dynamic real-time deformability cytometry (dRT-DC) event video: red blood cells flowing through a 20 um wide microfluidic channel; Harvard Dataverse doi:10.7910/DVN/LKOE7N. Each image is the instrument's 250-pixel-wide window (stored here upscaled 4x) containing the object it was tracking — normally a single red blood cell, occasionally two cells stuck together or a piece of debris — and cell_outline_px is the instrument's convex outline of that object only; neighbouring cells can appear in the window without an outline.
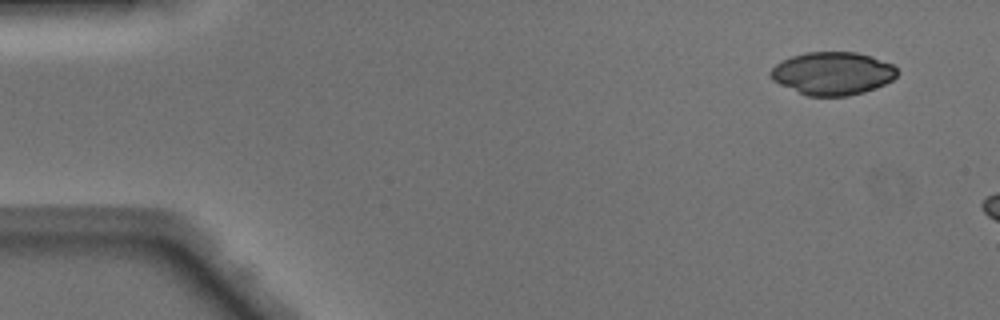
{"species": "Egyptian fruit bat (a non-hibernating species)", "species_latin": "Rousettus aegyptiacus", "temperature_condition": "warm", "stored_images_in_passage": 7, "camera_frame_rate_fps": 3000, "um_per_image_px": 0.085, "animal": {"sex": "male"}, "frame": {"image": 1, "passage_image": 1, "time_ms": 0.0, "image_size_px": [1000, 320], "cell_outline_px": [[900, 72], [892, 80], [884, 84], [864, 92], [848, 96], [808, 96], [780, 84], [772, 80], [768, 72], [776, 64], [792, 56], [808, 52], [856, 52], [872, 56], [892, 64]], "centroid_in_image_um": [70.78, 6.24], "position_along_channel_um": 14.2, "area_um2": 31.62}}